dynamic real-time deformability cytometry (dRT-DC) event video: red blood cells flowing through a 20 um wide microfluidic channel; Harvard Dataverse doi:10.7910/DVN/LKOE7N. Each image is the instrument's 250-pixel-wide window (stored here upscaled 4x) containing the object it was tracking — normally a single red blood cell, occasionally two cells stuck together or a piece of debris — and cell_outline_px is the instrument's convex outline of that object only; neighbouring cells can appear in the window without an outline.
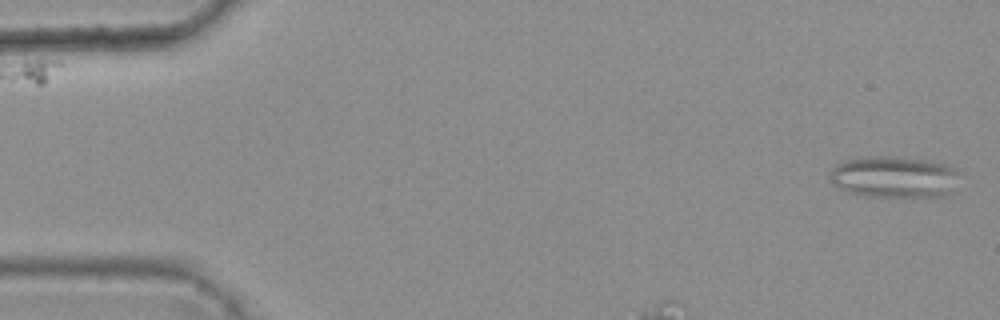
{"species": "common noctule bat (a hibernating species)", "species_latin": "Nyctalus noctula", "temperature_condition": "warm", "stored_images_in_passage": 4, "camera_frame_rate_fps": 3000, "um_per_image_px": 0.085, "animal": {"sex": "female", "body_mass_g": 25.1}, "frame": {"image": 1, "passage_image": 1, "time_ms": 0.0, "image_size_px": [1000, 320], "cell_outline_px": [[956, 172], [948, 196], [864, 196], [848, 192], [840, 188], [828, 176], [832, 168], [836, 164], [844, 160], [868, 156], [900, 156], [924, 160], [944, 164], [956, 168]], "centroid_in_image_um": [75.92, 15.02], "position_along_channel_um": 9.1, "area_um2": 30.98}}